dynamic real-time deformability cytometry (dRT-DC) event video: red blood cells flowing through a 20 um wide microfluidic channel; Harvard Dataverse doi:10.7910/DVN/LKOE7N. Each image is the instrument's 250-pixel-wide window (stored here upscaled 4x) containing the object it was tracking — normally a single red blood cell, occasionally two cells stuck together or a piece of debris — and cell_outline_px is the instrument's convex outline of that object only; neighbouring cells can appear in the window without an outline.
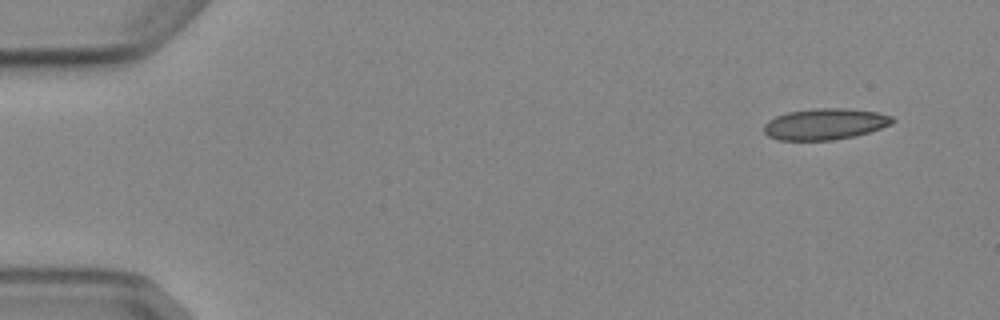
{"species": "Egyptian fruit bat (a non-hibernating species)", "species_latin": "Rousettus aegyptiacus", "temperature_condition": "cold", "stored_images_in_passage": 7, "camera_frame_rate_fps": 3000, "um_per_image_px": 0.085, "animal": {"sex": "female"}, "frame": {"image": 1, "passage_image": 1, "time_ms": 0.0, "image_size_px": [1000, 320], "cell_outline_px": [[896, 120], [892, 124], [856, 136], [832, 140], [780, 140], [768, 136], [764, 132], [764, 124], [768, 120], [776, 116], [788, 112], [816, 108], [848, 108], [876, 112], [892, 116]], "centroid_in_image_um": [70.13, 10.54], "position_along_channel_um": 14.9, "area_um2": 23.41}}
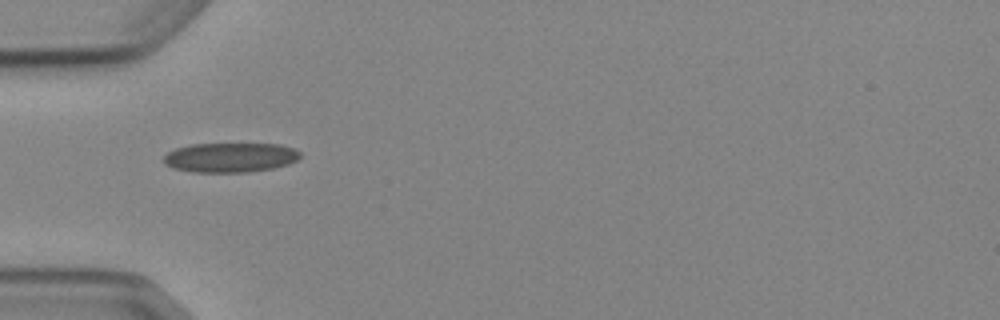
{"frame": {"image": 2, "passage_image": 4, "time_ms": 4.333, "image_size_px": [1000, 320], "cell_outline_px": [[300, 156], [296, 160], [288, 164], [272, 168], [248, 172], [192, 172], [172, 168], [164, 164], [164, 156], [168, 152], [176, 148], [192, 144], [280, 144], [292, 148], [300, 152]], "centroid_in_image_um": [19.54, 13.39], "position_along_channel_um": 65.5, "area_um2": 23.47}}
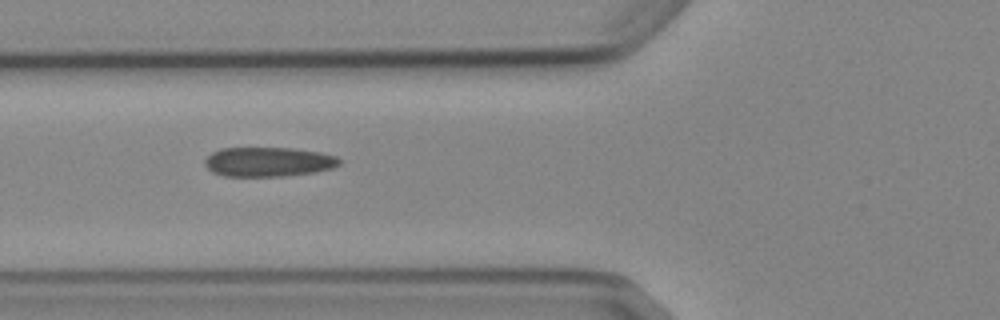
{"frame": {"image": 3, "passage_image": 5, "time_ms": 5.333, "image_size_px": [1000, 320], "cell_outline_px": [[340, 164], [332, 168], [316, 172], [284, 176], [224, 176], [212, 172], [204, 164], [204, 160], [212, 152], [220, 148], [292, 148], [320, 152], [336, 156], [340, 160]], "centroid_in_image_um": [22.8, 13.76], "position_along_channel_um": 103.0, "area_um2": 23.18}}